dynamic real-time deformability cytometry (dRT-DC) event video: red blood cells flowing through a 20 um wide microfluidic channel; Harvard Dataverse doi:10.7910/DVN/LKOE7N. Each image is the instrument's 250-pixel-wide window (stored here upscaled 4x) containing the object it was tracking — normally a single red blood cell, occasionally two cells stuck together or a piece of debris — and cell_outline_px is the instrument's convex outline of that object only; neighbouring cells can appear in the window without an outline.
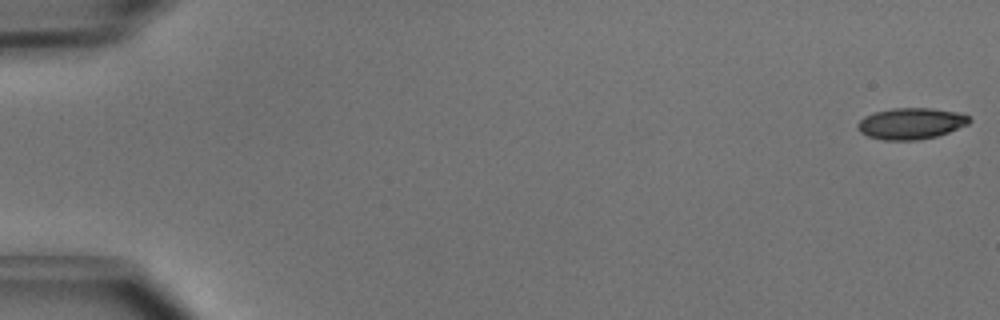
{"species": "common noctule bat (a hibernating species)", "species_latin": "Nyctalus noctula", "temperature_condition": "cold", "stored_images_in_passage": 6, "segment_of_instrument_passage": [1, 2], "camera_frame_rate_fps": 3000, "um_per_image_px": 0.085, "animal": {"sex": "male", "body_mass_g": 15.6}, "frame": {"image": 1, "passage_image": 1, "time_ms": 0.0, "image_size_px": [1000, 320], "cell_outline_px": [[972, 120], [968, 124], [948, 132], [936, 136], [916, 140], [884, 140], [868, 136], [860, 132], [856, 128], [856, 124], [864, 116], [876, 112], [892, 108], [932, 108], [956, 112], [972, 116]], "centroid_in_image_um": [77.43, 10.49], "position_along_channel_um": 7.6, "area_um2": 20.4}}
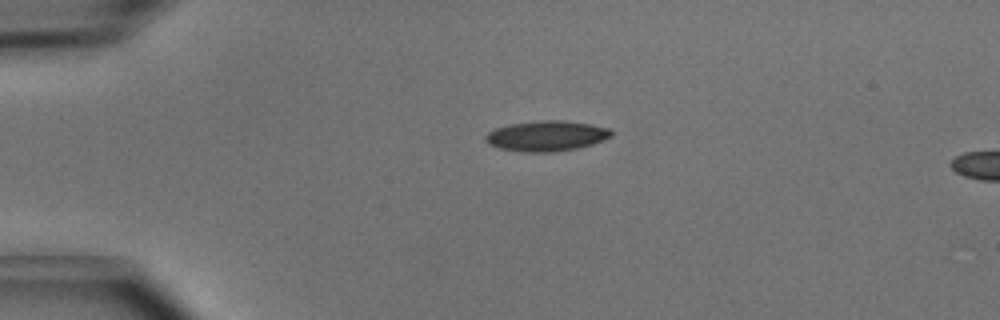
{"frame": {"image": 2, "passage_image": 4, "time_ms": 1.0, "image_size_px": [1000, 320], "cell_outline_px": [[612, 136], [592, 144], [576, 148], [552, 152], [524, 152], [500, 148], [488, 144], [484, 140], [484, 136], [488, 132], [496, 128], [508, 124], [540, 120], [564, 120], [588, 124], [608, 128], [612, 132]], "centroid_in_image_um": [46.4, 11.55], "position_along_channel_um": 38.6, "area_um2": 22.2}}